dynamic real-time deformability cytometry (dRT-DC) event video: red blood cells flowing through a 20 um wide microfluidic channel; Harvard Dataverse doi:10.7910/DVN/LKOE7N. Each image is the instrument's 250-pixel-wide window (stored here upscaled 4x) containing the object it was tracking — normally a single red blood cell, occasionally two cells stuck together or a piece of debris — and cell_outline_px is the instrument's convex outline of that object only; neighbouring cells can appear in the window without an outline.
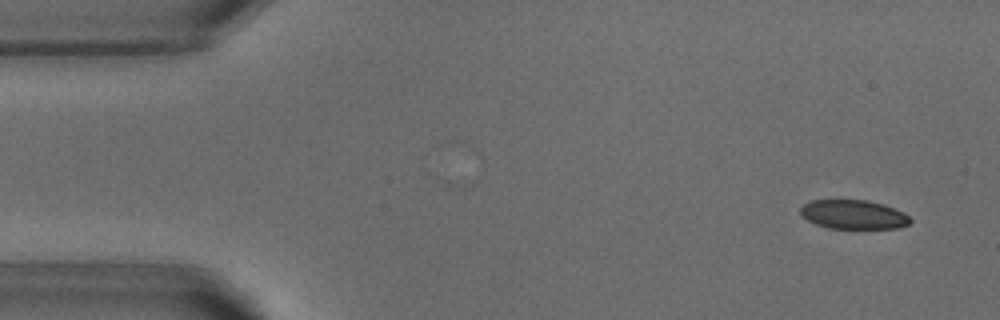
{"species": "common noctule bat (a hibernating species)", "species_latin": "Nyctalus noctula", "temperature_condition": "warm", "stored_images_in_passage": 40, "camera_frame_rate_fps": 3000, "um_per_image_px": 0.085, "animal": {"sex": "male", "body_mass_g": 18.8}, "frame": {"image": 1, "passage_image": 2, "time_ms": 0.333, "image_size_px": [1000, 320], "cell_outline_px": [[912, 220], [908, 224], [900, 228], [828, 228], [816, 224], [808, 220], [800, 212], [800, 208], [804, 204], [812, 200], [868, 200], [884, 204], [904, 212]], "centroid_in_image_um": [72.57, 18.23], "position_along_channel_um": 12.4, "area_um2": 18.55}}
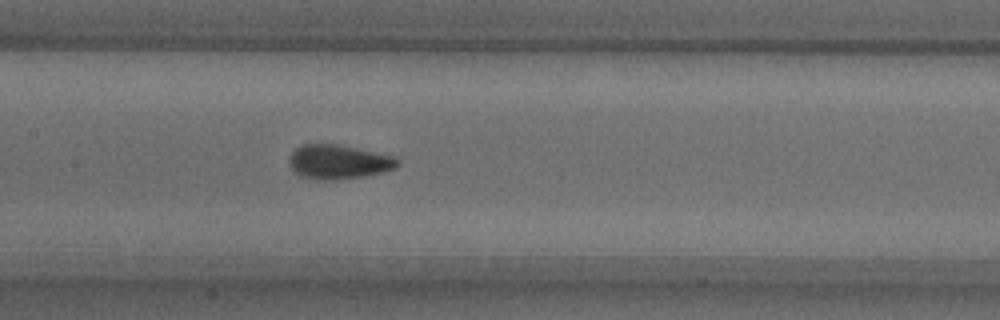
{"frame": {"image": 2, "passage_image": 23, "time_ms": 7.333, "image_size_px": [1000, 320], "cell_outline_px": [[400, 164], [396, 168], [384, 172], [364, 176], [336, 180], [316, 180], [300, 176], [288, 164], [288, 160], [292, 152], [300, 144], [336, 144], [356, 148], [392, 156], [400, 160]], "centroid_in_image_um": [28.76, 13.77], "position_along_channel_um": 178.6, "area_um2": 21.73}}
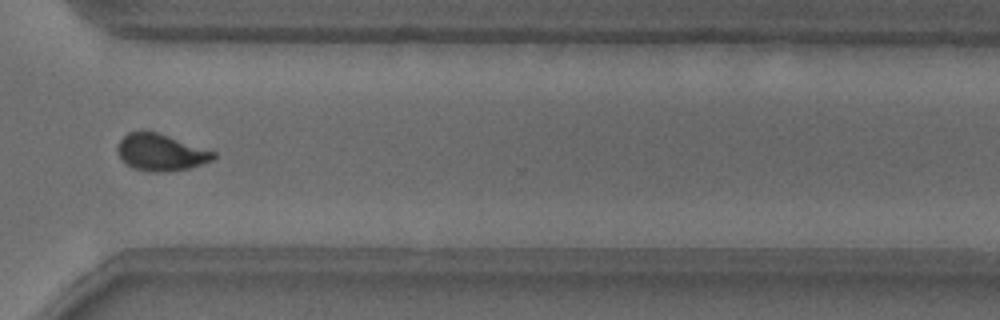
{"frame": {"image": 3, "passage_image": 37, "time_ms": 12.0, "image_size_px": [1000, 320], "cell_outline_px": [[216, 156], [212, 160], [192, 168], [160, 172], [148, 172], [132, 168], [120, 156], [116, 148], [120, 140], [128, 132], [140, 128], [156, 132], [216, 152]], "centroid_in_image_um": [13.64, 12.93], "position_along_channel_um": 357.0, "area_um2": 20.69}, "authors_computed_cell_mechanics": {"area_um2": 20.9814, "velocity_mm_per_s": 3.8212, "shape_relaxation_time_tau1_ms": 4.1532, "shape_relaxation_time_tau2_ms": null, "deformation_change_tau1": 0.142, "deformation_change_tau2": null}}